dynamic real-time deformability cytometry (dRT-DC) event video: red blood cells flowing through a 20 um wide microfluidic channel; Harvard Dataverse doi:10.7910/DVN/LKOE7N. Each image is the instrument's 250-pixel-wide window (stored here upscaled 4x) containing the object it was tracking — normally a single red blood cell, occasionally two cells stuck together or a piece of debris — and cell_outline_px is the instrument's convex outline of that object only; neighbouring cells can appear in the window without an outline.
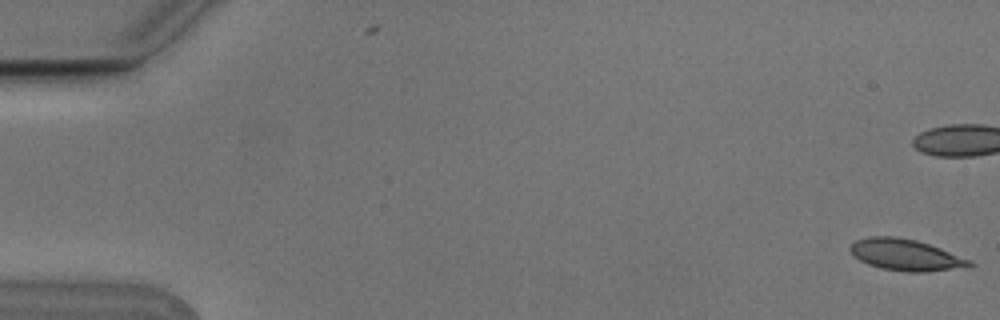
{"species": "Egyptian fruit bat (a non-hibernating species)", "species_latin": "Rousettus aegyptiacus", "temperature_condition": "cold", "stored_images_in_passage": 6, "camera_frame_rate_fps": 3000, "um_per_image_px": 0.085, "animal": {"sex": "male"}, "frame": {"image": 1, "passage_image": 1, "time_ms": 0.0, "image_size_px": [1000, 320], "cell_outline_px": [[976, 264], [924, 272], [908, 272], [880, 268], [868, 264], [860, 260], [848, 248], [856, 240], [872, 236], [896, 236], [916, 240], [940, 248], [972, 260]], "centroid_in_image_um": [76.95, 21.65], "position_along_channel_um": 8.0, "area_um2": 21.44}}